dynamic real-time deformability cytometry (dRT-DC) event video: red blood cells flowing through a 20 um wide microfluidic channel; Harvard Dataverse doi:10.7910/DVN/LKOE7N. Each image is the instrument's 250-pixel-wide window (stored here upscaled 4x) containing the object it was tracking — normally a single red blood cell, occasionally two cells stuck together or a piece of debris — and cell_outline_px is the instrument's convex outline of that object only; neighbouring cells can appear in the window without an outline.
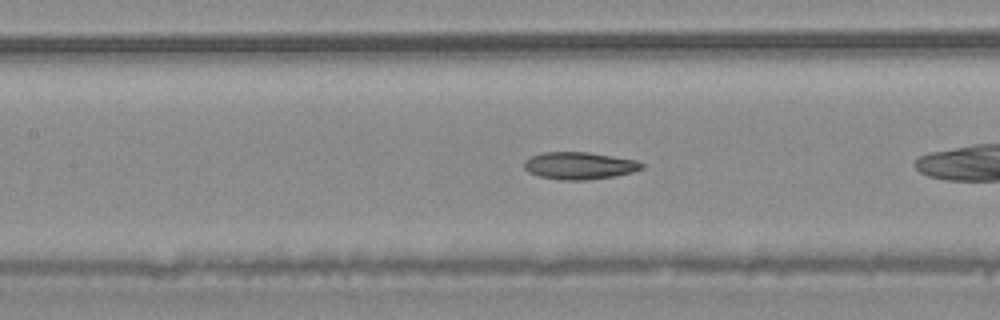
{"species": "common noctule bat (a hibernating species)", "species_latin": "Nyctalus noctula", "temperature_condition": "warm", "stored_images_in_passage": 25, "camera_frame_rate_fps": 3000, "um_per_image_px": 0.085, "animal": {"sex": "male", "body_mass_g": 20.4}, "frame": {"image": 1, "passage_image": 8, "time_ms": 2.333, "image_size_px": [1000, 320], "cell_outline_px": [[644, 168], [632, 172], [616, 176], [588, 180], [560, 180], [540, 176], [528, 172], [524, 168], [524, 160], [540, 152], [588, 152], [636, 160], [644, 164]], "centroid_in_image_um": [49.24, 14.08], "position_along_channel_um": 158.2, "area_um2": 18.79}}
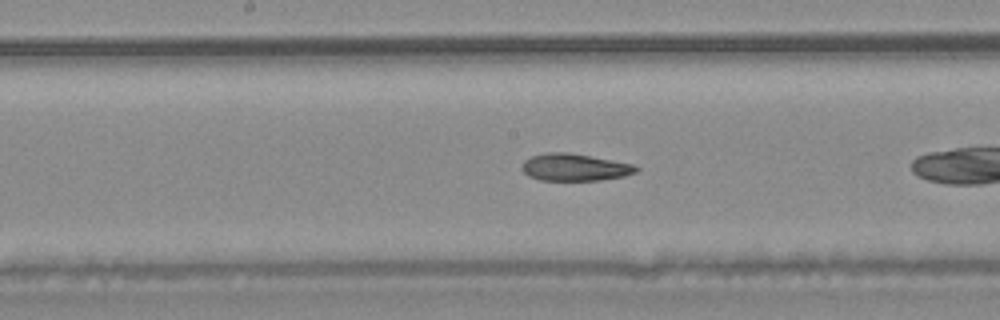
{"frame": {"image": 2, "passage_image": 11, "time_ms": 3.333, "image_size_px": [1000, 320], "cell_outline_px": [[640, 168], [636, 172], [624, 176], [600, 180], [540, 180], [528, 176], [520, 168], [524, 160], [532, 156], [548, 152], [568, 152], [632, 164]], "centroid_in_image_um": [48.81, 14.22], "position_along_channel_um": 199.4, "area_um2": 17.98}}